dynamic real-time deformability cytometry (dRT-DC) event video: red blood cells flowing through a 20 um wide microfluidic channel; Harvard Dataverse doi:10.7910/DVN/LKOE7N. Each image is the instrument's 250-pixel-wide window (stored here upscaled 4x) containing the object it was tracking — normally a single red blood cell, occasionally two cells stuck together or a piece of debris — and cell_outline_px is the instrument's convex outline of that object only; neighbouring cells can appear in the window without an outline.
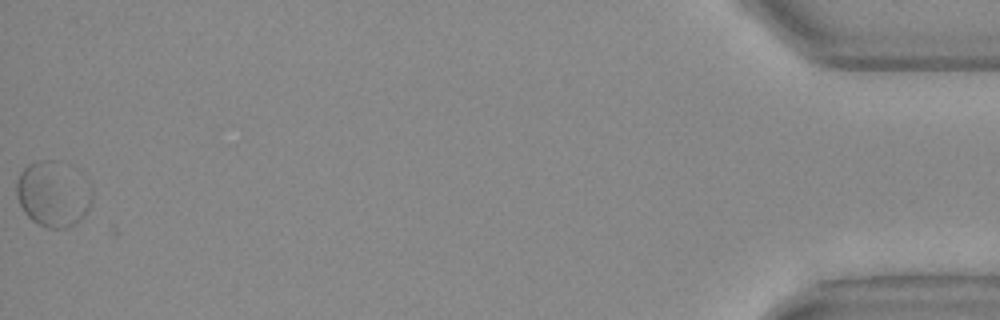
{"species": "Egyptian fruit bat (a non-hibernating species)", "species_latin": "Rousettus aegyptiacus", "temperature_condition": "warm", "stored_images_in_passage": 47, "camera_frame_rate_fps": 3000, "um_per_image_px": 0.085, "animal": {"sex": "female"}, "frame": {"image": 1, "passage_image": 47, "time_ms": 15.333, "image_size_px": [1000, 320], "cell_outline_px": [[92, 200], [88, 208], [72, 224], [64, 228], [48, 228], [32, 220], [24, 212], [16, 196], [16, 184], [20, 172], [28, 164], [40, 160], [52, 160], [92, 188]], "centroid_in_image_um": [4.42, 16.53], "position_along_channel_um": 430.8, "area_um2": 27.4}, "authors_computed_cell_mechanics": {"area_um2": 20.6346, "velocity_mm_per_s": 3.7315, "shape_relaxation_time_tau1_ms": null, "shape_relaxation_time_tau2_ms": 1.8611, "deformation_change_tau1": null, "deformation_change_tau2": 0.0695}}